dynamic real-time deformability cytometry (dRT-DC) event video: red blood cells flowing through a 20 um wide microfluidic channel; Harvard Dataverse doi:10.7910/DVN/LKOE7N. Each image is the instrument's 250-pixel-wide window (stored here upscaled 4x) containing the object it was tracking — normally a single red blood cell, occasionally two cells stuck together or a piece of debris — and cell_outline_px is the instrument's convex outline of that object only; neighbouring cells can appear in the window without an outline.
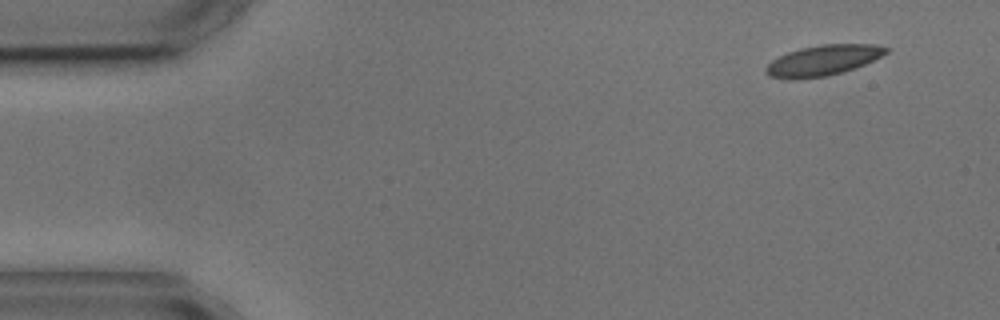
{"species": "common noctule bat (a hibernating species)", "species_latin": "Nyctalus noctula", "temperature_condition": "cold", "stored_images_in_passage": 5, "segment_of_instrument_passage": [1, 2], "camera_frame_rate_fps": 3000, "um_per_image_px": 0.085, "animal": {"sex": "male", "body_mass_g": 17.9, "forearm_length_mm": 54.2}, "frame": {"image": 1, "passage_image": 1, "time_ms": 0.0, "image_size_px": [1000, 320], "cell_outline_px": [[888, 52], [864, 64], [840, 72], [824, 76], [772, 76], [764, 72], [764, 68], [772, 60], [788, 52], [800, 48], [820, 44], [872, 44], [888, 48]], "centroid_in_image_um": [69.99, 5.07], "position_along_channel_um": 15.0, "area_um2": 20.23}}
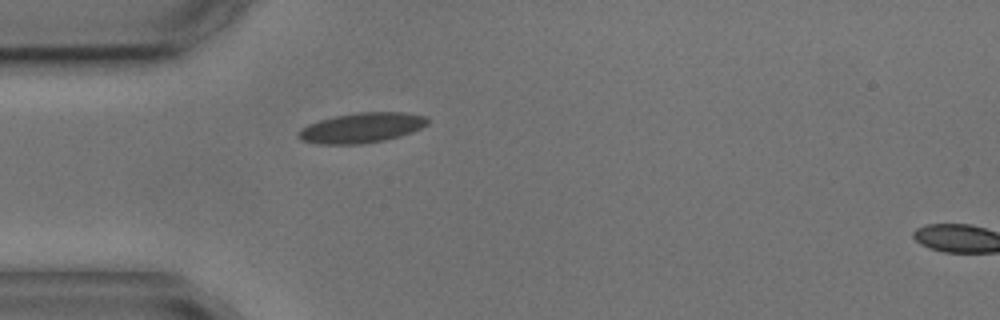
{"frame": {"image": 2, "passage_image": 4, "time_ms": 3.667, "image_size_px": [1000, 320], "cell_outline_px": [[428, 124], [412, 132], [400, 136], [384, 140], [360, 144], [320, 144], [300, 140], [296, 136], [296, 132], [300, 128], [308, 124], [320, 120], [336, 116], [356, 112], [404, 112], [428, 116]], "centroid_in_image_um": [30.72, 10.86], "position_along_channel_um": 54.3, "area_um2": 22.77}}